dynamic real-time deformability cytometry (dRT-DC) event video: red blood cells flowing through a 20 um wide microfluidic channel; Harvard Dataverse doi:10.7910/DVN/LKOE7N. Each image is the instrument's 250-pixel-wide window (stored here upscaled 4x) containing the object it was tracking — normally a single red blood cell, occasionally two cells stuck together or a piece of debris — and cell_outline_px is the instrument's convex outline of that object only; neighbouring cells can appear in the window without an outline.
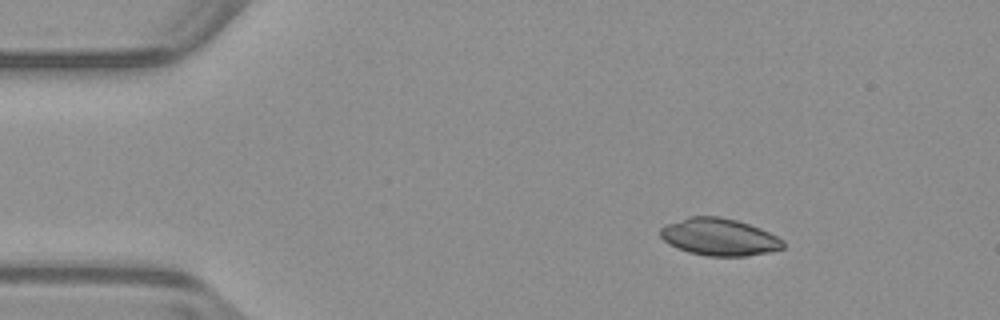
{"species": "common noctule bat (a hibernating species)", "species_latin": "Nyctalus noctula", "temperature_condition": "warm", "stored_images_in_passage": 46, "camera_frame_rate_fps": 3000, "um_per_image_px": 0.085, "animal": {"sex": "male", "body_mass_g": 23.1, "forearm_length_mm": 52.7}, "frame": {"image": 1, "passage_image": 2, "time_ms": 0.333, "image_size_px": [1000, 320], "cell_outline_px": [[784, 248], [768, 252], [748, 256], [708, 256], [688, 252], [668, 244], [660, 236], [660, 228], [668, 224], [688, 216], [720, 216], [736, 220], [760, 228], [784, 240]], "centroid_in_image_um": [61.13, 20.14], "position_along_channel_um": 23.9, "area_um2": 26.59}}
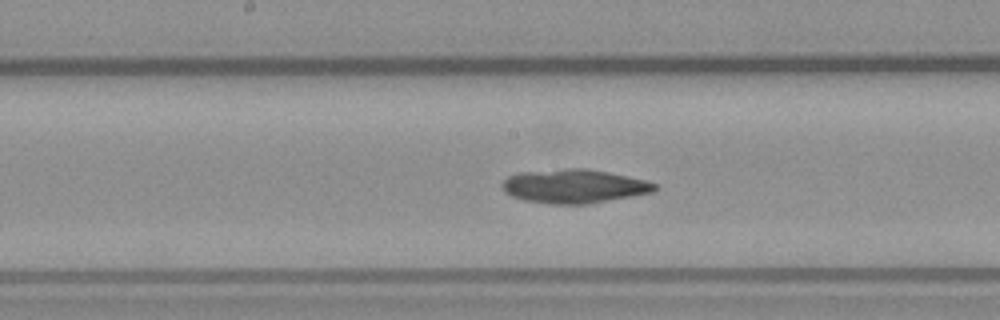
{"frame": {"image": 2, "passage_image": 21, "time_ms": 6.667, "image_size_px": [1000, 320], "cell_outline_px": [[656, 188], [652, 192], [588, 204], [548, 204], [524, 200], [512, 196], [504, 192], [500, 184], [508, 176], [520, 172], [564, 168], [588, 168], [608, 172], [644, 180], [656, 184]], "centroid_in_image_um": [48.73, 15.82], "position_along_channel_um": 199.5, "area_um2": 30.06}}
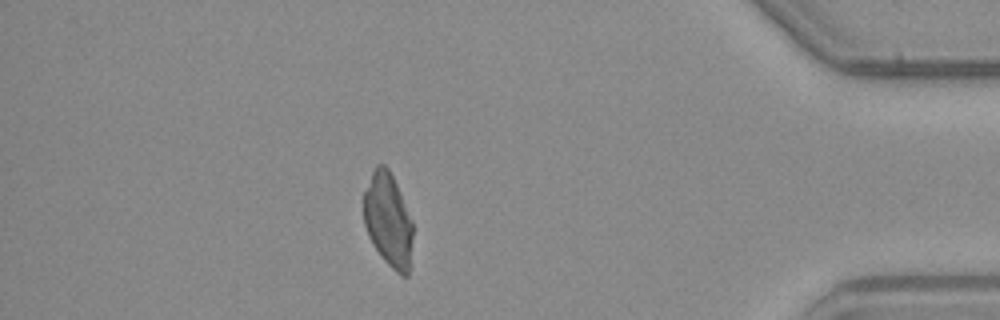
{"frame": {"image": 3, "passage_image": 40, "time_ms": 13.0, "image_size_px": [1000, 320], "cell_outline_px": [[412, 236], [408, 276], [400, 276], [380, 256], [372, 244], [368, 236], [364, 224], [364, 192], [372, 172], [376, 164], [384, 164], [388, 168], [396, 184], [412, 220]], "centroid_in_image_um": [32.98, 18.71], "position_along_channel_um": 402.2, "area_um2": 26.65}, "authors_computed_cell_mechanics": {"area_um2": 29.3624, "velocity_mm_per_s": 3.9382, "shape_relaxation_time_tau1_ms": null, "shape_relaxation_time_tau2_ms": 2.8991, "deformation_change_tau1": null, "deformation_change_tau2": 0.0535}}